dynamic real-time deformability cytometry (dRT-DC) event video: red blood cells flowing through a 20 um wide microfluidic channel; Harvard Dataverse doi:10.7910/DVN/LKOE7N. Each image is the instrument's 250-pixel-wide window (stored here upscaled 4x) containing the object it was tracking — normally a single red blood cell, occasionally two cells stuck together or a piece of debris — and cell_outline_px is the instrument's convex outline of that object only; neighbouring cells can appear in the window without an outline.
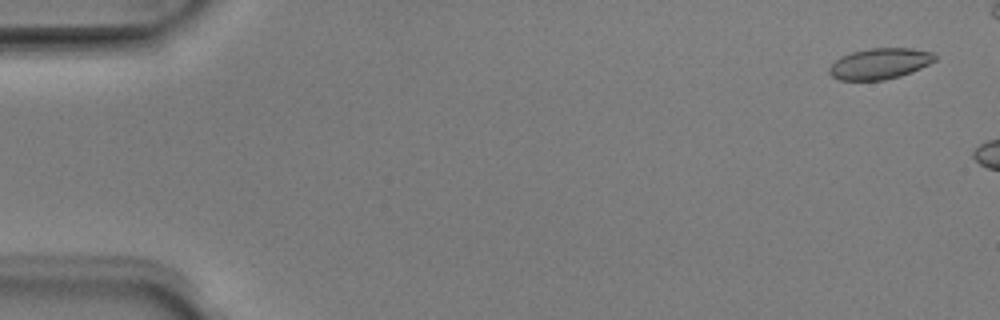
{"species": "Egyptian fruit bat (a non-hibernating species)", "species_latin": "Rousettus aegyptiacus", "temperature_condition": "room temperature", "stored_images_in_passage": 7, "camera_frame_rate_fps": 3000, "um_per_image_px": 0.085, "animal": {"sex": "male"}, "frame": {"image": 1, "passage_image": 2, "time_ms": 0.333, "image_size_px": [1000, 320], "cell_outline_px": [[936, 60], [912, 72], [900, 76], [884, 80], [840, 80], [832, 76], [828, 72], [828, 68], [840, 56], [852, 52], [868, 48], [912, 48], [932, 52], [936, 56]], "centroid_in_image_um": [74.77, 5.4], "position_along_channel_um": 10.2, "area_um2": 19.07}}